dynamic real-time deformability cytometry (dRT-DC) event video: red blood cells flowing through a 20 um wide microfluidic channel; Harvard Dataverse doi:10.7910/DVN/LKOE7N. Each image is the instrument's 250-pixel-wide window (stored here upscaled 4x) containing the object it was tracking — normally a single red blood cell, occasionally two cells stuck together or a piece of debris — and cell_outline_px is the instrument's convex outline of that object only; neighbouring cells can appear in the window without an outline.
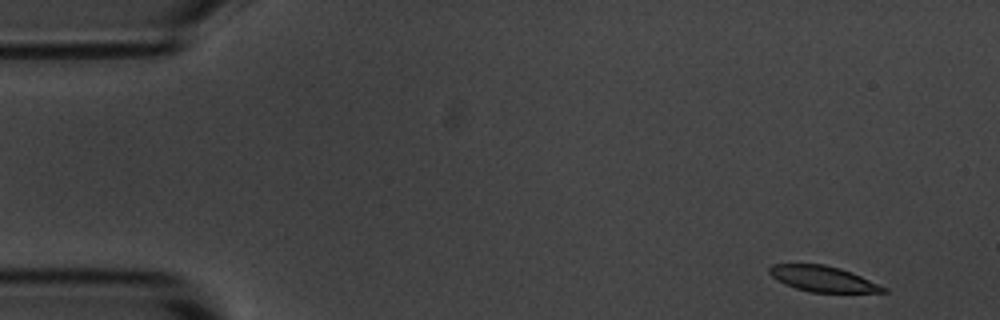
{"species": "common noctule bat (a hibernating species)", "species_latin": "Nyctalus noctula", "temperature_condition": "room temperature", "stored_images_in_passage": 53, "camera_frame_rate_fps": 3000, "um_per_image_px": 0.085, "animal": {"sex": "male", "body_mass_g": 20.1, "forearm_length_mm": 53.5}, "frame": {"image": 1, "passage_image": 1, "time_ms": 0.0, "image_size_px": [1000, 320], "cell_outline_px": [[888, 292], [808, 292], [784, 284], [772, 276], [768, 272], [768, 268], [772, 264], [824, 264], [840, 268], [852, 272], [888, 288]], "centroid_in_image_um": [69.95, 23.69], "position_along_channel_um": 15.1, "area_um2": 17.05}}
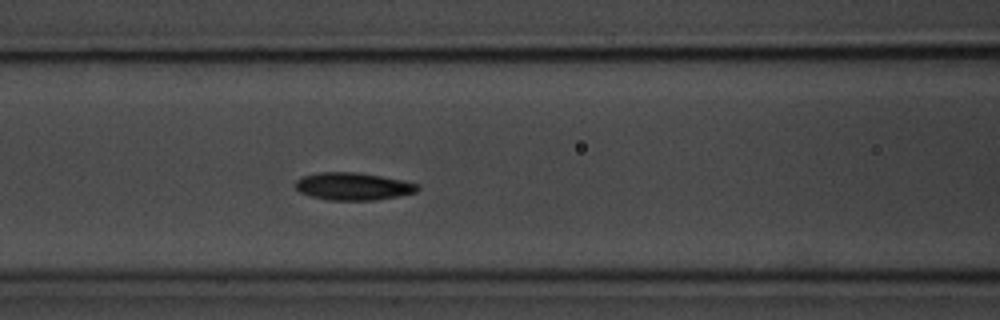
{"frame": {"image": 2, "passage_image": 20, "time_ms": 6.333, "image_size_px": [1000, 320], "cell_outline_px": [[420, 188], [416, 192], [400, 196], [372, 200], [328, 200], [312, 196], [300, 192], [292, 184], [300, 176], [320, 172], [356, 172], [404, 180], [420, 184]], "centroid_in_image_um": [30.01, 15.83], "position_along_channel_um": 136.6, "area_um2": 19.77}}
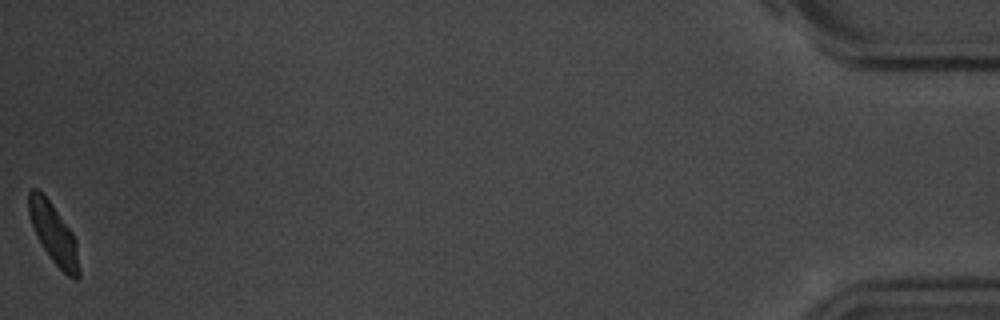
{"frame": {"image": 3, "passage_image": 53, "time_ms": 17.333, "image_size_px": [1000, 320], "cell_outline_px": [[80, 276], [76, 280], [72, 280], [52, 260], [36, 236], [28, 212], [28, 192], [32, 188], [36, 188], [48, 200], [72, 232], [76, 240], [80, 268]], "centroid_in_image_um": [4.58, 19.9], "position_along_channel_um": 430.6, "area_um2": 17.4}, "authors_computed_cell_mechanics": {"area_um2": 18.6116, "velocity_mm_per_s": 3.5601, "shape_relaxation_time_tau1_ms": 2.3555, "shape_relaxation_time_tau2_ms": 2.1684, "deformation_change_tau1": 0.1119, "deformation_change_tau2": 0.064}}